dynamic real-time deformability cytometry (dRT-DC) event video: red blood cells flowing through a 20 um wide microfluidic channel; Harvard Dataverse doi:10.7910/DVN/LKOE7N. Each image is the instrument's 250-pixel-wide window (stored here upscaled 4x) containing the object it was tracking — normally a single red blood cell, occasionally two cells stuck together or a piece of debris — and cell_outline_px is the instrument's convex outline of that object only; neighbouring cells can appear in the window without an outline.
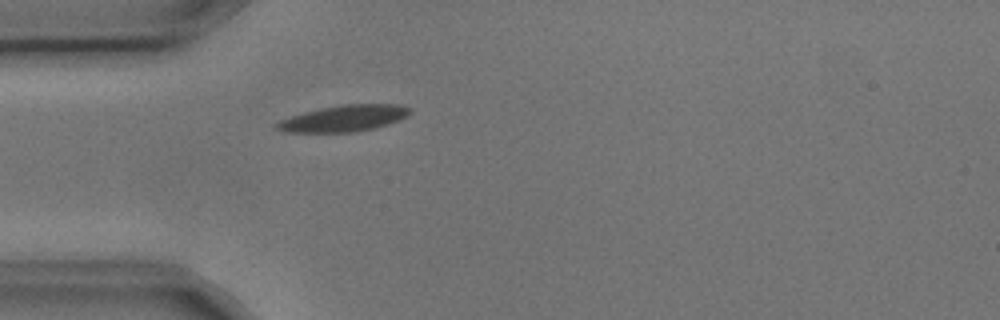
{"species": "common noctule bat (a hibernating species)", "species_latin": "Nyctalus noctula", "temperature_condition": "cold", "stored_images_in_passage": 2, "camera_frame_rate_fps": 3000, "um_per_image_px": 0.085, "animal": {"sex": "male", "body_mass_g": 17.9, "forearm_length_mm": 54.2}, "frame": {"image": 1, "passage_image": 2, "time_ms": 0.333, "image_size_px": [1000, 320], "cell_outline_px": [[412, 112], [400, 120], [388, 124], [372, 128], [352, 132], [284, 132], [276, 128], [272, 124], [280, 120], [304, 112], [320, 108], [344, 104], [396, 104], [412, 108]], "centroid_in_image_um": [29.23, 10.05], "position_along_channel_um": 55.8, "area_um2": 20.4}}